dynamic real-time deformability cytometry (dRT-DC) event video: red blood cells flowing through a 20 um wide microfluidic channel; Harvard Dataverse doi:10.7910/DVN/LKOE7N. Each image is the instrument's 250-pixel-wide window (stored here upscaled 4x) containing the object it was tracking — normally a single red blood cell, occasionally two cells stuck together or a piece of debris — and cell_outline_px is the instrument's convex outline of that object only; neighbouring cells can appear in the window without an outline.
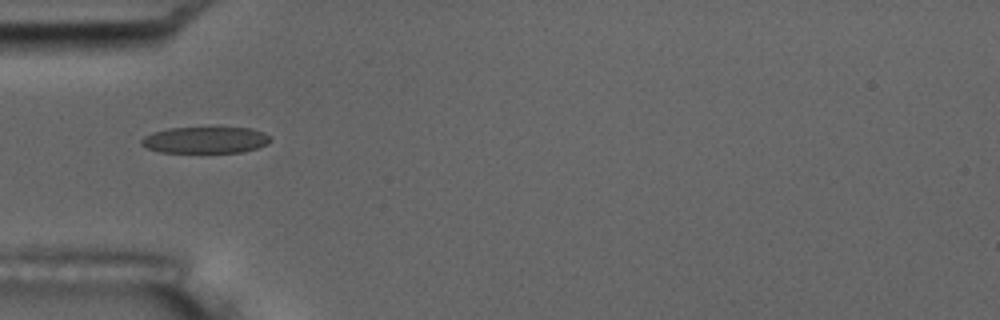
{"species": "common noctule bat (a hibernating species)", "species_latin": "Nyctalus noctula", "temperature_condition": "room temperature", "stored_images_in_passage": 13, "camera_frame_rate_fps": 3000, "um_per_image_px": 0.085, "animal": {"sex": "male", "body_mass_g": 17.5, "forearm_length_mm": 52.3}, "frame": {"image": 1, "passage_image": 6, "time_ms": 5.333, "image_size_px": [1000, 320], "cell_outline_px": [[272, 140], [268, 144], [244, 152], [160, 152], [148, 148], [140, 144], [140, 140], [144, 136], [152, 132], [168, 128], [252, 128], [264, 132], [272, 136]], "centroid_in_image_um": [17.48, 11.9], "position_along_channel_um": 67.5, "area_um2": 20.0}}